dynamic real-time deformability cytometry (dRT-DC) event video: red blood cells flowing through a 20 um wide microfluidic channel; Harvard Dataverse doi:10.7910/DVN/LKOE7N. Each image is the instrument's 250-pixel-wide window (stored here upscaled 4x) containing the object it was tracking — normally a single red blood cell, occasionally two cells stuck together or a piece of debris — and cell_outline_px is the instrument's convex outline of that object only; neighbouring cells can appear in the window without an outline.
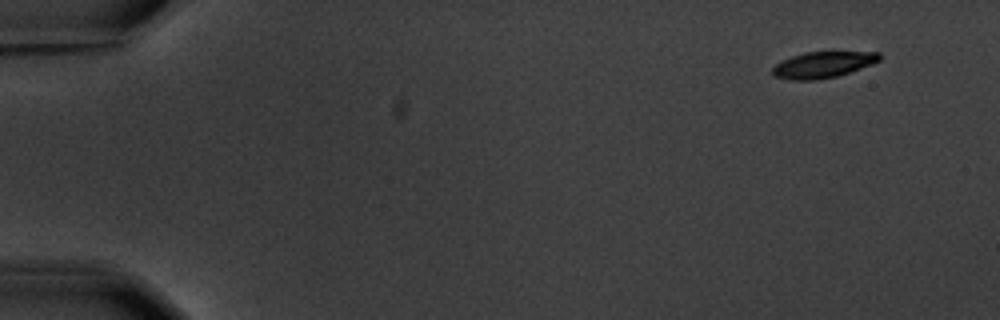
{"species": "common noctule bat (a hibernating species)", "species_latin": "Nyctalus noctula", "temperature_condition": "warm", "stored_images_in_passage": 4, "camera_frame_rate_fps": 3000, "um_per_image_px": 0.085, "animal": {"sex": "male", "body_mass_g": 20.1, "forearm_length_mm": 53.5}, "frame": {"image": 1, "passage_image": 1, "time_ms": 0.0, "image_size_px": [1000, 320], "cell_outline_px": [[880, 60], [872, 64], [836, 76], [816, 80], [792, 80], [776, 76], [772, 72], [772, 68], [780, 60], [804, 52], [880, 52]], "centroid_in_image_um": [69.92, 5.49], "position_along_channel_um": 15.1, "area_um2": 16.13}}